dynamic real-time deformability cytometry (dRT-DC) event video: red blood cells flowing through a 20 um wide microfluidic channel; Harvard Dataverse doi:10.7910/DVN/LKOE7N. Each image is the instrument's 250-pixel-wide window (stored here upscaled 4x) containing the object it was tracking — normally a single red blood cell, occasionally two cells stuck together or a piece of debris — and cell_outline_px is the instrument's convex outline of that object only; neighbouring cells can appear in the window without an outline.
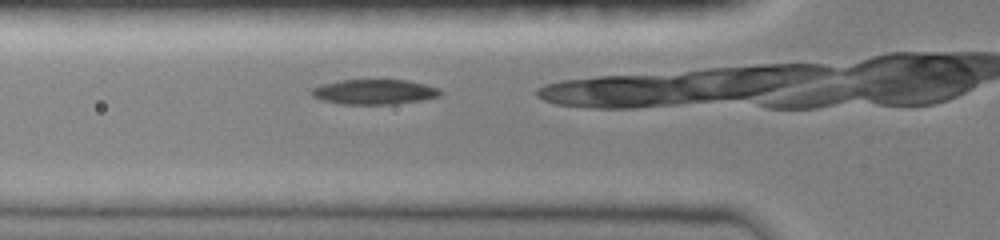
{"species": "common noctule bat (a hibernating species)", "species_latin": "Nyctalus noctula", "temperature_condition": "room temperature", "stored_images_in_passage": 7, "camera_frame_rate_fps": 3000, "um_per_image_px": 0.085, "animal": {"sex": "female", "body_mass_g": 19.0, "forearm_length_mm": 51.5}, "frame": {"image": 1, "passage_image": 3, "time_ms": 1.0, "image_size_px": [1000, 240], "cell_outline_px": [[444, 92], [440, 96], [420, 100], [392, 104], [340, 104], [320, 100], [312, 96], [308, 92], [312, 88], [320, 84], [340, 80], [404, 80], [424, 84], [440, 88]], "centroid_in_image_um": [31.77, 7.81], "position_along_channel_um": 94.0, "area_um2": 18.9}}